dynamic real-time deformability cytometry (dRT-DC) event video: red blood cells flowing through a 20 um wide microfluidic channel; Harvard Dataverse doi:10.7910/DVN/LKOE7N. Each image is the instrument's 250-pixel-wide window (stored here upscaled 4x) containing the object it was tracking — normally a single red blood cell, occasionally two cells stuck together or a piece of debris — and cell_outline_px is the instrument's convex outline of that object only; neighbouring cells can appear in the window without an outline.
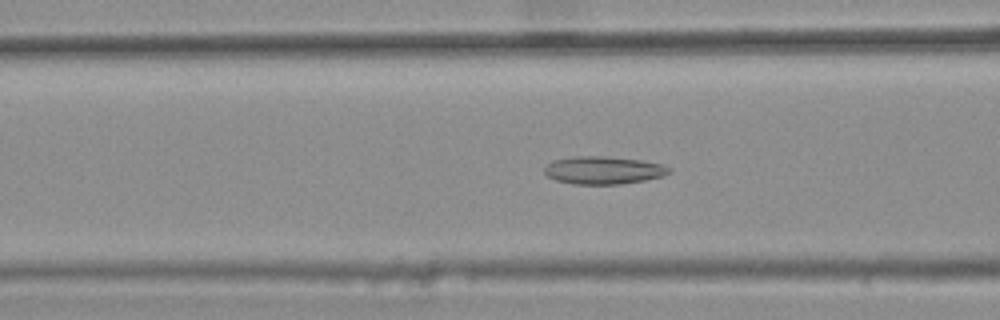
{"species": "common noctule bat (a hibernating species)", "species_latin": "Nyctalus noctula", "temperature_condition": "warm", "stored_images_in_passage": 46, "camera_frame_rate_fps": 3000, "um_per_image_px": 0.085, "animal": {"sex": "female", "body_mass_g": 25.1}, "frame": {"image": 1, "passage_image": 21, "time_ms": 6.667, "image_size_px": [1000, 320], "cell_outline_px": [[672, 172], [664, 176], [644, 180], [620, 184], [572, 184], [556, 180], [548, 176], [544, 172], [544, 168], [552, 160], [576, 156], [604, 156], [640, 160], [660, 164], [672, 168]], "centroid_in_image_um": [51.3, 14.47], "position_along_channel_um": 115.3, "area_um2": 20.17}}
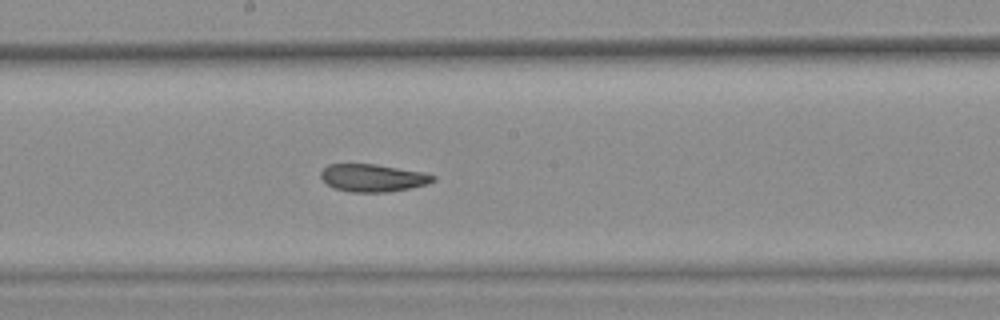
{"frame": {"image": 2, "passage_image": 29, "time_ms": 9.333, "image_size_px": [1000, 320], "cell_outline_px": [[436, 180], [428, 184], [388, 192], [352, 192], [332, 188], [320, 176], [320, 172], [328, 164], [376, 164], [424, 172], [436, 176]], "centroid_in_image_um": [31.7, 15.12], "position_along_channel_um": 216.5, "area_um2": 18.09}}
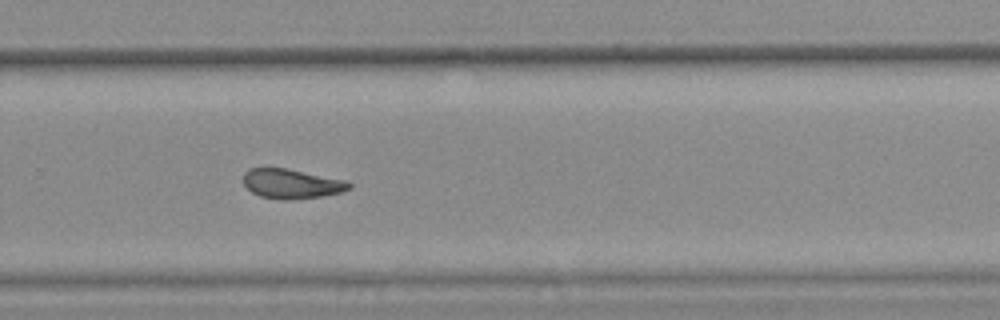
{"frame": {"image": 3, "passage_image": 36, "time_ms": 11.667, "image_size_px": [1000, 320], "cell_outline_px": [[352, 188], [340, 192], [324, 196], [288, 200], [280, 200], [260, 196], [252, 192], [244, 184], [244, 172], [248, 168], [284, 168], [344, 180], [352, 184]], "centroid_in_image_um": [24.77, 15.63], "position_along_channel_um": 305.0, "area_um2": 18.09}, "authors_computed_cell_mechanics": {"area_um2": 19.1029, "velocity_mm_per_s": 3.8026, "shape_relaxation_time_tau1_ms": null, "shape_relaxation_time_tau2_ms": 3.6039, "deformation_change_tau1": null, "deformation_change_tau2": 0.1118}}